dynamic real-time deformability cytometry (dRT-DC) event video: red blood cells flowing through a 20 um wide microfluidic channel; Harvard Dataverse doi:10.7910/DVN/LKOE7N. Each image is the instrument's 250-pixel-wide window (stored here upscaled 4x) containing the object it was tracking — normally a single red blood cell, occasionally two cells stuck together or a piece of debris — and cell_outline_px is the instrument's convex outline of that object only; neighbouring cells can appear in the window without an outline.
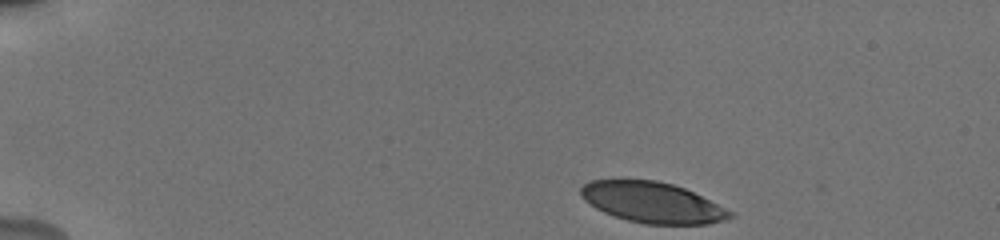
{"species": "human", "species_latin": "Homo sapiens", "temperature_condition": "cold", "stored_images_in_passage": 46, "camera_frame_rate_fps": 3000, "um_per_image_px": 0.085, "donor": {"sex": "male"}, "frame": {"image": 1, "passage_image": 1, "time_ms": 0.0, "image_size_px": [1000, 240], "cell_outline_px": [[736, 216], [728, 220], [708, 224], [644, 224], [628, 220], [604, 212], [596, 208], [584, 200], [580, 196], [580, 188], [588, 180], [620, 176], [656, 180], [672, 184], [684, 188], [736, 212]], "centroid_in_image_um": [55.43, 17.16], "position_along_channel_um": 29.6, "area_um2": 36.53}}
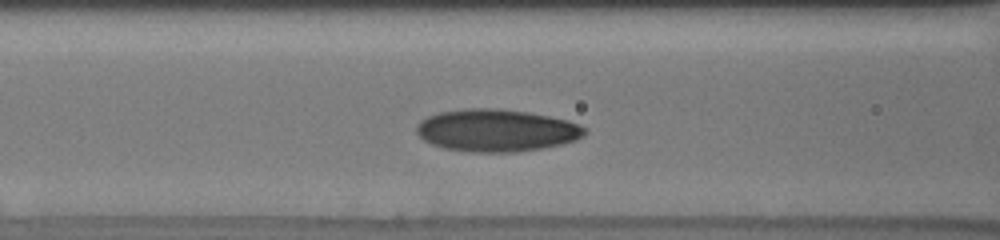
{"frame": {"image": 2, "passage_image": 16, "time_ms": 5.0, "image_size_px": [1000, 240], "cell_outline_px": [[588, 132], [584, 136], [576, 140], [560, 144], [540, 148], [512, 152], [472, 152], [444, 148], [432, 144], [424, 140], [416, 132], [416, 124], [420, 120], [428, 116], [440, 112], [468, 108], [500, 108], [528, 112], [568, 120], [580, 124], [588, 128]], "centroid_in_image_um": [42.21, 11.07], "position_along_channel_um": 124.4, "area_um2": 41.62}}
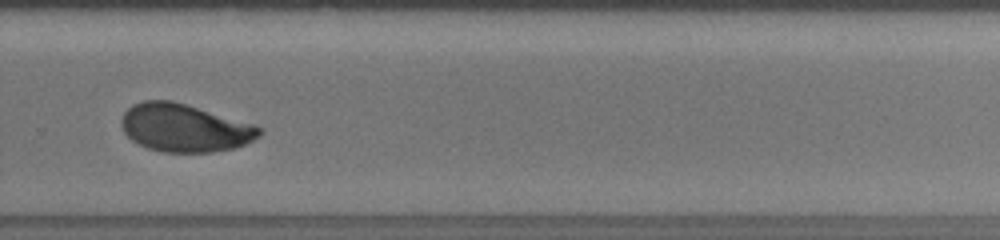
{"frame": {"image": 3, "passage_image": 31, "time_ms": 10.0, "image_size_px": [1000, 240], "cell_outline_px": [[264, 132], [260, 136], [244, 144], [232, 148], [212, 152], [164, 152], [148, 148], [132, 140], [124, 132], [120, 124], [120, 120], [124, 112], [132, 104], [144, 100], [172, 100], [256, 124], [264, 128]], "centroid_in_image_um": [15.7, 10.85], "position_along_channel_um": 314.1, "area_um2": 38.73}, "authors_computed_cell_mechanics": {"area_um2": 38.4659, "velocity_mm_per_s": 3.806, "shape_relaxation_time_tau1_ms": 3.3713, "shape_relaxation_time_tau2_ms": 1.1539, "deformation_change_tau1": 0.1531, "deformation_change_tau2": 0.0608}}